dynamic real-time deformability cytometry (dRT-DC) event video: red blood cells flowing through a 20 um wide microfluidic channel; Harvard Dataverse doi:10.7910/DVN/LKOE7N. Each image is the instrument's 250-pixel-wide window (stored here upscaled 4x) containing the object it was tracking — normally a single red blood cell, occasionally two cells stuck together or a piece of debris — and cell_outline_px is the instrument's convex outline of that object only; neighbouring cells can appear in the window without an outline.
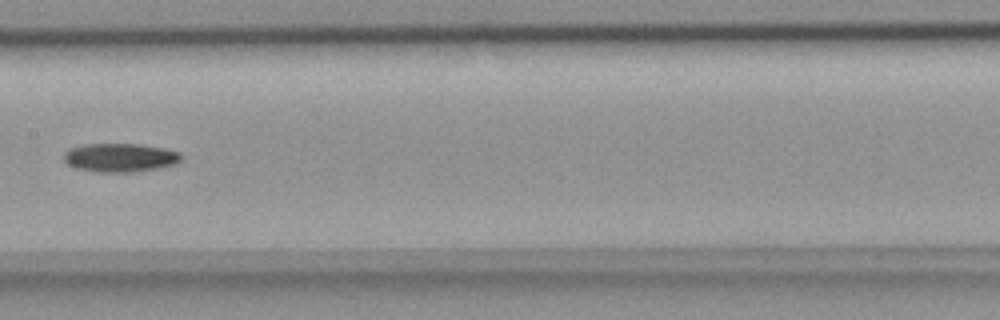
{"species": "common noctule bat (a hibernating species)", "species_latin": "Nyctalus noctula", "temperature_condition": "room temperature", "stored_images_in_passage": 7, "camera_frame_rate_fps": 3000, "um_per_image_px": 0.085, "animal": {"sex": "female", "body_mass_g": 18.4}, "frame": {"image": 1, "passage_image": 7, "time_ms": 2.0, "image_size_px": [1000, 320], "cell_outline_px": [[184, 156], [176, 164], [156, 168], [132, 172], [96, 172], [76, 168], [68, 164], [64, 160], [64, 152], [68, 148], [84, 144], [136, 144], [164, 148], [180, 152]], "centroid_in_image_um": [10.2, 13.39], "position_along_channel_um": 197.2, "area_um2": 19.65}}